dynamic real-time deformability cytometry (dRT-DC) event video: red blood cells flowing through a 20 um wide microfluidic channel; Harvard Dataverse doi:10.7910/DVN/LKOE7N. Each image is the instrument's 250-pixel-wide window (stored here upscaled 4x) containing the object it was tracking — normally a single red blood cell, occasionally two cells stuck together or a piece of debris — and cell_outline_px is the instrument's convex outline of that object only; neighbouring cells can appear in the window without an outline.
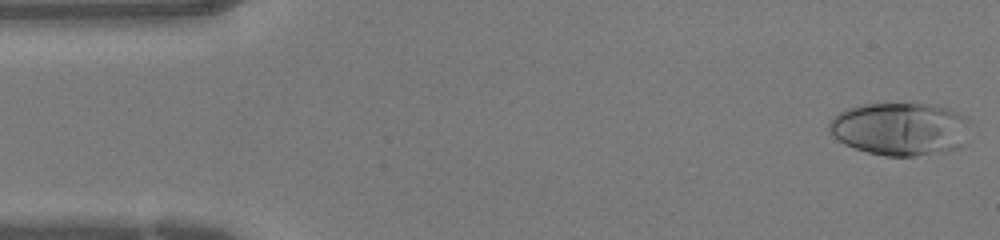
{"species": "human", "species_latin": "Homo sapiens", "temperature_condition": "warm", "stored_images_in_passage": 43, "camera_frame_rate_fps": 3000, "um_per_image_px": 0.085, "donor": {"sex": "female"}, "frame": {"image": 1, "passage_image": 1, "time_ms": 0.0, "image_size_px": [1000, 240], "cell_outline_px": [[972, 124], [960, 144], [956, 148], [944, 152], [916, 156], [884, 156], [868, 152], [844, 144], [832, 136], [828, 128], [828, 120], [832, 116], [848, 108], [860, 104], [908, 100], [912, 100], [936, 104], [960, 112], [972, 120]], "centroid_in_image_um": [76.52, 10.88], "position_along_channel_um": 8.5, "area_um2": 45.2}}
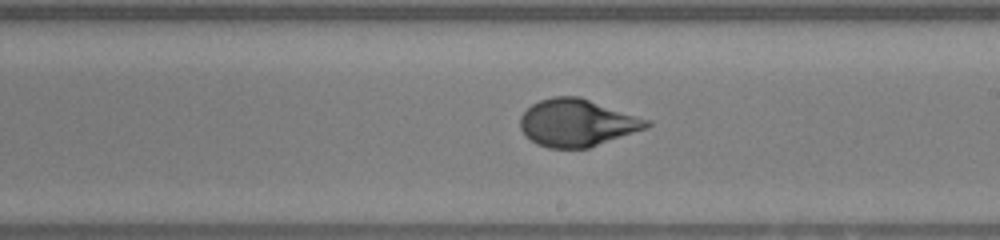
{"frame": {"image": 2, "passage_image": 24, "time_ms": 7.667, "image_size_px": [1000, 240], "cell_outline_px": [[652, 124], [648, 128], [588, 148], [548, 148], [536, 144], [524, 136], [520, 128], [520, 116], [532, 104], [540, 100], [552, 96], [580, 96], [652, 120]], "centroid_in_image_um": [49.07, 10.43], "position_along_channel_um": 239.9, "area_um2": 35.32}}
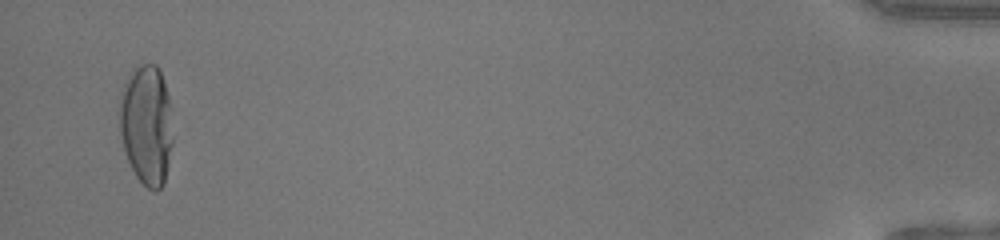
{"frame": {"image": 3, "passage_image": 42, "time_ms": 13.667, "image_size_px": [1000, 240], "cell_outline_px": [[172, 144], [164, 184], [156, 192], [152, 192], [136, 176], [128, 160], [124, 148], [120, 132], [120, 100], [124, 84], [128, 76], [140, 64], [156, 64], [160, 68], [168, 96], [172, 136]], "centroid_in_image_um": [12.46, 10.62], "position_along_channel_um": 422.7, "area_um2": 36.93}}